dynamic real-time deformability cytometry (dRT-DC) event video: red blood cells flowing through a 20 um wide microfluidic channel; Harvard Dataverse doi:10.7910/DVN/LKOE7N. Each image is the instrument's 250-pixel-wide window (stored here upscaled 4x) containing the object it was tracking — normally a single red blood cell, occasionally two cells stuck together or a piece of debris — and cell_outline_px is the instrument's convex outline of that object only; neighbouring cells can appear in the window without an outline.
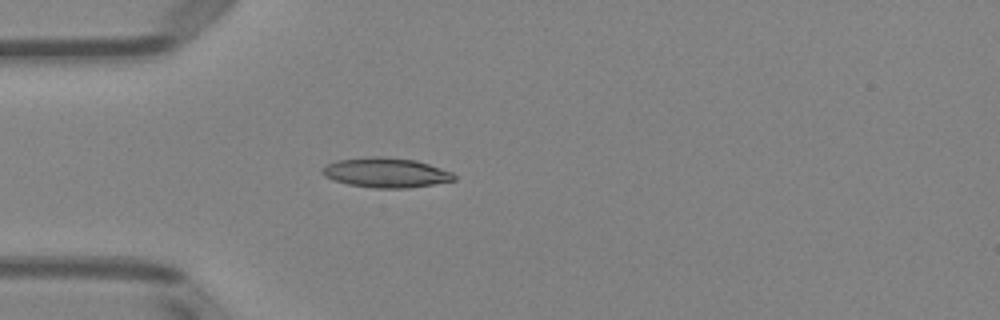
{"species": "Egyptian fruit bat (a non-hibernating species)", "species_latin": "Rousettus aegyptiacus", "temperature_condition": "room temperature", "stored_images_in_passage": 3, "camera_frame_rate_fps": 3000, "um_per_image_px": 0.085, "animal": {"sex": "female"}, "frame": {"image": 1, "passage_image": 3, "time_ms": 2.0, "image_size_px": [1000, 320], "cell_outline_px": [[456, 180], [408, 188], [376, 188], [348, 184], [332, 180], [324, 176], [320, 172], [320, 168], [336, 160], [368, 156], [384, 156], [416, 160], [452, 172], [456, 176]], "centroid_in_image_um": [32.76, 14.66], "position_along_channel_um": 52.2, "area_um2": 23.0}}